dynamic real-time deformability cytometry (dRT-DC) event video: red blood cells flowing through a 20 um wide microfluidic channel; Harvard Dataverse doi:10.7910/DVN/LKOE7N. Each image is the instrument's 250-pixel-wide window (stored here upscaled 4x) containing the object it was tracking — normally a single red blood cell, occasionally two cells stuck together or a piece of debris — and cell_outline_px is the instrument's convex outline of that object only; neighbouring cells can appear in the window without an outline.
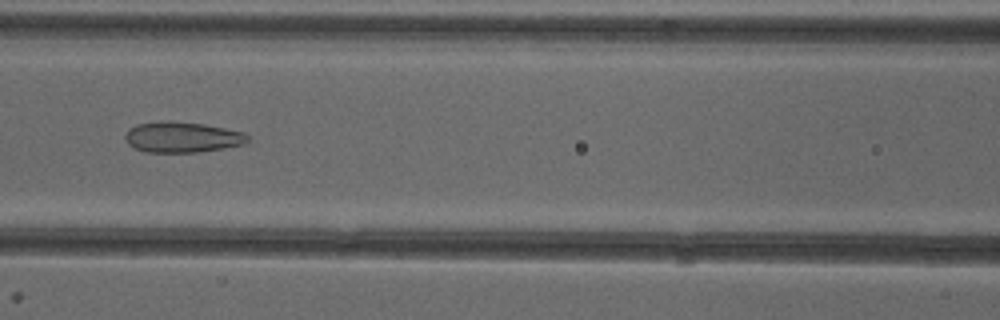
{"species": "common noctule bat (a hibernating species)", "species_latin": "Nyctalus noctula", "temperature_condition": "cold", "stored_images_in_passage": 51, "camera_frame_rate_fps": 3000, "um_per_image_px": 0.085, "animal": {"sex": "female"}, "frame": {"image": 1, "passage_image": 23, "time_ms": 7.333, "image_size_px": [1000, 320], "cell_outline_px": [[248, 140], [244, 144], [196, 152], [148, 152], [136, 148], [128, 144], [124, 140], [124, 136], [128, 128], [136, 124], [164, 120], [204, 124], [244, 132], [248, 136]], "centroid_in_image_um": [15.43, 11.64], "position_along_channel_um": 151.2, "area_um2": 21.79}}
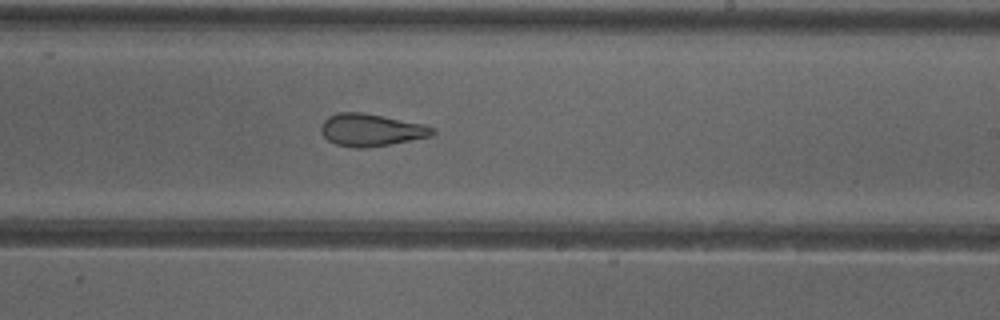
{"frame": {"image": 2, "passage_image": 31, "time_ms": 10.0, "image_size_px": [1000, 320], "cell_outline_px": [[436, 132], [432, 136], [368, 148], [356, 148], [336, 144], [328, 140], [320, 132], [320, 124], [328, 116], [336, 112], [360, 112], [424, 124], [436, 128]], "centroid_in_image_um": [31.52, 11.05], "position_along_channel_um": 257.5, "area_um2": 21.1}}
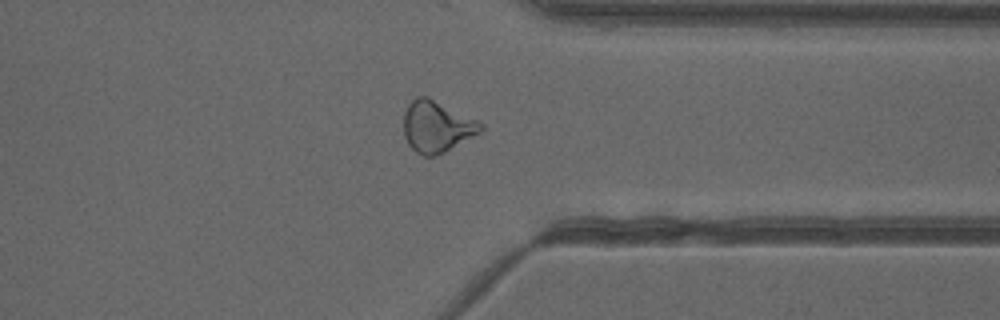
{"frame": {"image": 3, "passage_image": 40, "time_ms": 13.0, "image_size_px": [1000, 320], "cell_outline_px": [[484, 128], [480, 132], [444, 152], [436, 156], [424, 156], [416, 152], [408, 144], [404, 136], [404, 112], [408, 104], [416, 96], [428, 96], [484, 124]], "centroid_in_image_um": [37.1, 10.75], "position_along_channel_um": 374.3, "area_um2": 22.89}, "authors_computed_cell_mechanics": {"area_um2": 24.2182, "velocity_mm_per_s": 3.9869, "shape_relaxation_time_tau1_ms": null, "shape_relaxation_time_tau2_ms": 1.7827, "deformation_change_tau1": null, "deformation_change_tau2": 0.107}}